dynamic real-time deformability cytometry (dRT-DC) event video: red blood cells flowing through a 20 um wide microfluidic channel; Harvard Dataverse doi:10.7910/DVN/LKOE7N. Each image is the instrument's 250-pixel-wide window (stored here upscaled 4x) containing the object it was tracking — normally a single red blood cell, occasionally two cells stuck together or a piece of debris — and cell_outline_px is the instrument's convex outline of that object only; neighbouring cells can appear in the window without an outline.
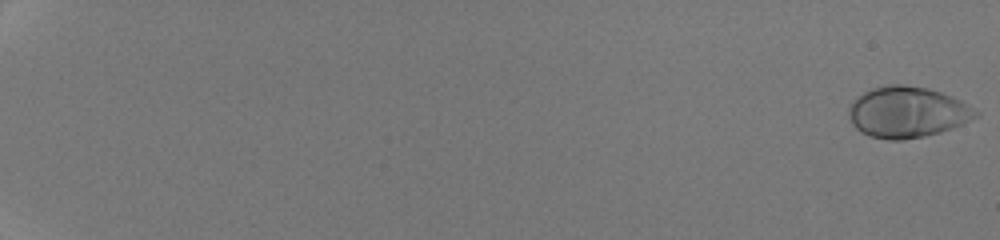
{"species": "human", "species_latin": "Homo sapiens", "temperature_condition": "room temperature", "stored_images_in_passage": 53, "camera_frame_rate_fps": 3000, "um_per_image_px": 0.085, "donor": {"sex": "male"}, "frame": {"image": 1, "passage_image": 1, "time_ms": 0.0, "image_size_px": [1000, 240], "cell_outline_px": [[980, 116], [952, 128], [940, 132], [924, 136], [900, 140], [888, 140], [872, 136], [860, 132], [852, 124], [848, 112], [848, 108], [864, 92], [872, 88], [888, 84], [904, 84], [928, 88], [952, 96], [960, 100], [980, 112]], "centroid_in_image_um": [77.14, 9.53], "position_along_channel_um": 7.9, "area_um2": 37.63}}
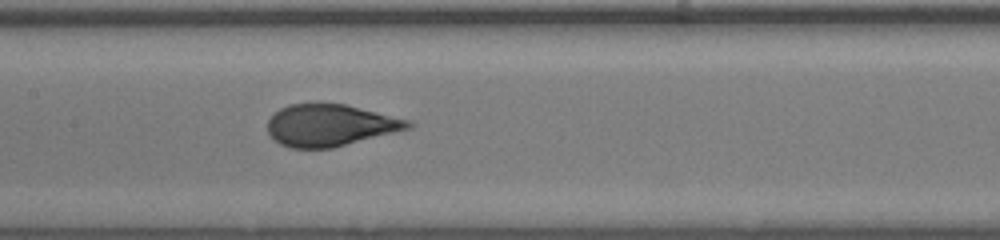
{"frame": {"image": 2, "passage_image": 31, "time_ms": 10.0, "image_size_px": [1000, 240], "cell_outline_px": [[416, 124], [412, 128], [332, 148], [292, 148], [280, 144], [272, 140], [268, 132], [268, 120], [280, 108], [288, 104], [344, 104], [412, 120]], "centroid_in_image_um": [28.09, 10.65], "position_along_channel_um": 179.3, "area_um2": 34.33}}
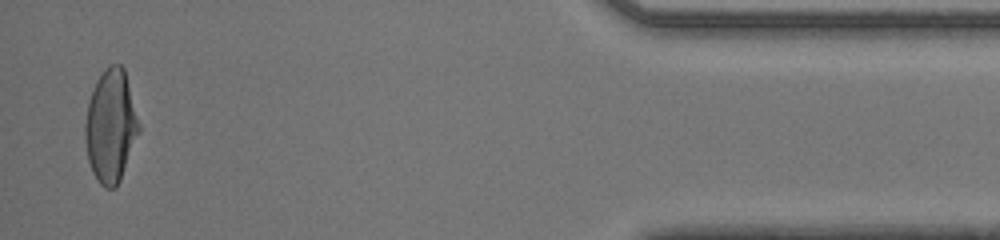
{"frame": {"image": 3, "passage_image": 52, "time_ms": 17.0, "image_size_px": [1000, 240], "cell_outline_px": [[140, 132], [120, 180], [116, 188], [104, 188], [100, 184], [92, 172], [88, 160], [84, 136], [84, 124], [88, 100], [96, 80], [104, 68], [108, 64], [120, 64], [124, 68], [140, 124]], "centroid_in_image_um": [9.4, 10.7], "position_along_channel_um": 425.8, "area_um2": 35.72}, "authors_computed_cell_mechanics": {"area_um2": 35.258, "velocity_mm_per_s": 4.3178, "shape_relaxation_time_tau1_ms": 5.2153, "shape_relaxation_time_tau2_ms": null, "deformation_change_tau1": 0.2532, "deformation_change_tau2": null}}